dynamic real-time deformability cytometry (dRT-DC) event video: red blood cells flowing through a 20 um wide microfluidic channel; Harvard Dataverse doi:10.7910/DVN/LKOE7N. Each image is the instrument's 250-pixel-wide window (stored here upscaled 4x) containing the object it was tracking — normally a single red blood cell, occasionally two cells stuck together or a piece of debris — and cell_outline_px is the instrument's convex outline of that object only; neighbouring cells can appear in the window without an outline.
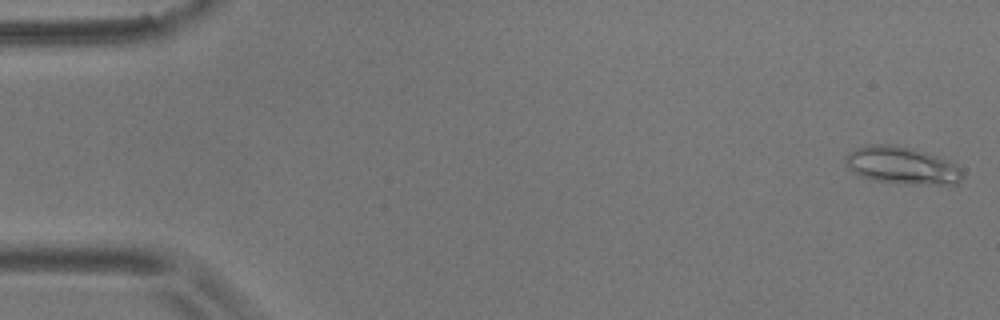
{"species": "common noctule bat (a hibernating species)", "species_latin": "Nyctalus noctula", "temperature_condition": "room temperature", "stored_images_in_passage": 5, "camera_frame_rate_fps": 3000, "um_per_image_px": 0.085, "animal": {"sex": "male", "body_mass_g": 17.9}, "frame": {"image": 1, "passage_image": 1, "time_ms": 0.0, "image_size_px": [1000, 320], "cell_outline_px": [[964, 176], [956, 184], [920, 184], [876, 180], [860, 176], [852, 172], [848, 168], [844, 160], [844, 156], [848, 152], [856, 148], [872, 144], [896, 144], [916, 148], [952, 160], [960, 168]], "centroid_in_image_um": [76.68, 14.03], "position_along_channel_um": 8.3, "area_um2": 25.84}}